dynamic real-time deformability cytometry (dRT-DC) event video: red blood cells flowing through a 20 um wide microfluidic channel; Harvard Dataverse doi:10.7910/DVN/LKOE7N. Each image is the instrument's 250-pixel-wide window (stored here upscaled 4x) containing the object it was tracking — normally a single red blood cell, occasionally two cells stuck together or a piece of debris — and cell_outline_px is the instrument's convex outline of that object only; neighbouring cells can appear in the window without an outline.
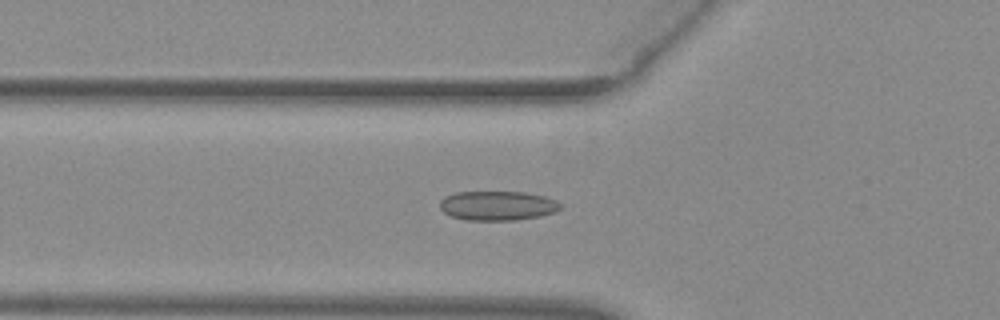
{"species": "common noctule bat (a hibernating species)", "species_latin": "Nyctalus noctula", "temperature_condition": "warm", "stored_images_in_passage": 44, "camera_frame_rate_fps": 3000, "um_per_image_px": 0.085, "animal": {"sex": "female", "body_mass_g": 29.2, "forearm_length_mm": 56.3}, "frame": {"image": 1, "passage_image": 10, "time_ms": 3.0, "image_size_px": [1000, 320], "cell_outline_px": [[560, 208], [556, 212], [540, 216], [516, 220], [468, 220], [452, 216], [444, 212], [440, 208], [440, 200], [444, 196], [456, 192], [524, 192], [544, 196], [556, 200], [560, 204]], "centroid_in_image_um": [42.29, 17.48], "position_along_channel_um": 83.5, "area_um2": 20.63}}
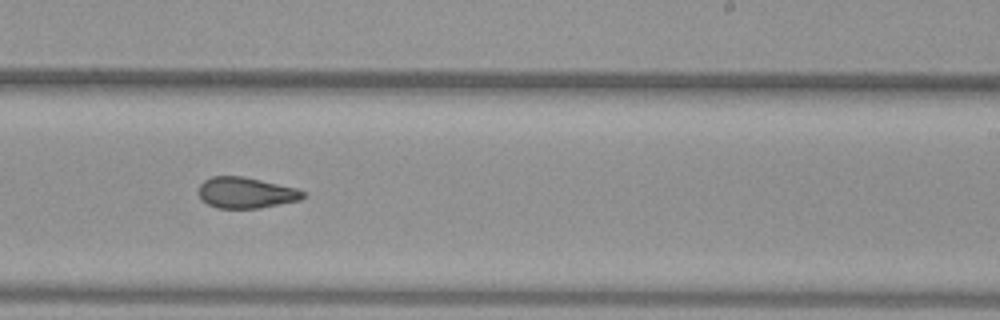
{"frame": {"image": 2, "passage_image": 24, "time_ms": 7.667, "image_size_px": [1000, 320], "cell_outline_px": [[304, 196], [300, 200], [260, 208], [216, 208], [200, 200], [200, 184], [204, 180], [212, 176], [240, 176], [260, 180], [296, 188], [304, 192]], "centroid_in_image_um": [20.88, 16.39], "position_along_channel_um": 268.1, "area_um2": 18.67}}
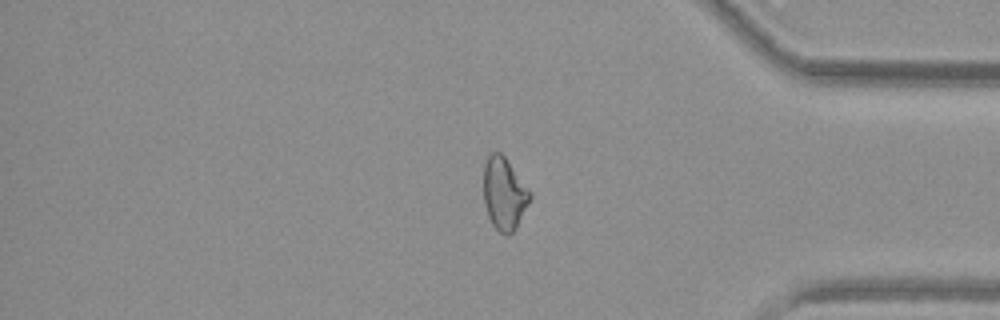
{"frame": {"image": 3, "passage_image": 35, "time_ms": 11.333, "image_size_px": [1000, 320], "cell_outline_px": [[532, 196], [516, 228], [508, 236], [504, 236], [492, 224], [488, 216], [484, 204], [484, 164], [488, 156], [492, 152], [500, 152], [504, 156], [532, 192]], "centroid_in_image_um": [42.86, 16.47], "position_along_channel_um": 392.3, "area_um2": 19.59}, "authors_computed_cell_mechanics": {"area_um2": 20.1144, "velocity_mm_per_s": 3.9492, "shape_relaxation_time_tau1_ms": null, "shape_relaxation_time_tau2_ms": 2.6505, "deformation_change_tau1": null, "deformation_change_tau2": 0.0847}}